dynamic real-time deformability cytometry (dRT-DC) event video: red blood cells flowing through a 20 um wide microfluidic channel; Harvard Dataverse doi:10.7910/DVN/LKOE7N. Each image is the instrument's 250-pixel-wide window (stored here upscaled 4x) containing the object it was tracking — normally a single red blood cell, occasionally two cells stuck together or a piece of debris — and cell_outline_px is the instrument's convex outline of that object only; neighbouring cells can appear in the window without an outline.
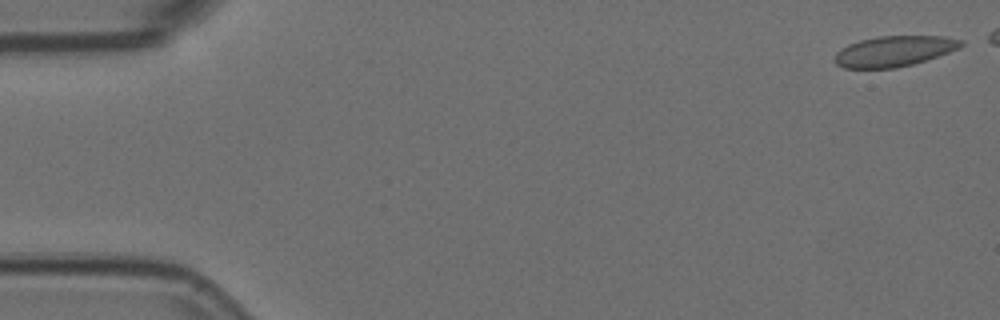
{"species": "Egyptian fruit bat (a non-hibernating species)", "species_latin": "Rousettus aegyptiacus", "temperature_condition": "room temperature", "stored_images_in_passage": 6, "camera_frame_rate_fps": 3000, "um_per_image_px": 0.085, "animal": {"sex": "female"}, "frame": {"image": 1, "passage_image": 1, "time_ms": 0.0, "image_size_px": [1000, 320], "cell_outline_px": [[964, 44], [960, 48], [912, 64], [896, 68], [844, 68], [836, 64], [832, 60], [836, 52], [840, 48], [848, 44], [860, 40], [880, 36], [944, 36], [964, 40]], "centroid_in_image_um": [75.96, 4.35], "position_along_channel_um": 9.0, "area_um2": 22.54}}